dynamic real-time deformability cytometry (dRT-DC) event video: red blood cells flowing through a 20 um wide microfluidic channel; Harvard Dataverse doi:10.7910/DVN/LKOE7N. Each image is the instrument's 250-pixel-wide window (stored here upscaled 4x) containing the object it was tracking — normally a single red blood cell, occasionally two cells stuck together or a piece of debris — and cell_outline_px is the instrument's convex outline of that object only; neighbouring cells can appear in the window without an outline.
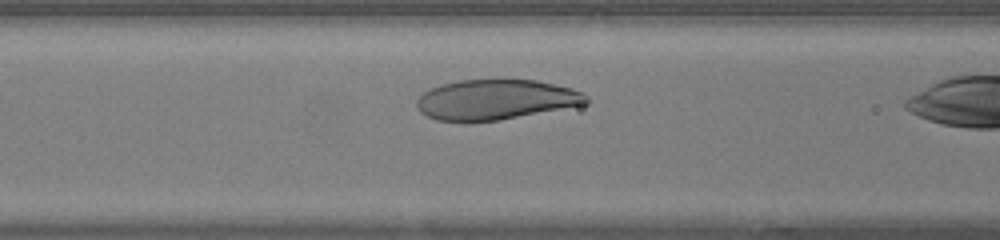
{"species": "human", "species_latin": "Homo sapiens", "temperature_condition": "warm", "stored_images_in_passage": 25, "camera_frame_rate_fps": 3000, "um_per_image_px": 0.085, "donor": {"sex": "female"}, "frame": {"image": 1, "passage_image": 6, "time_ms": 1.667, "image_size_px": [1000, 240], "cell_outline_px": [[588, 104], [500, 120], [468, 124], [436, 120], [420, 112], [416, 104], [416, 100], [424, 92], [440, 84], [460, 80], [496, 76], [504, 76], [536, 80], [572, 88], [588, 96]], "centroid_in_image_um": [42.11, 8.45], "position_along_channel_um": 124.5, "area_um2": 41.38}}
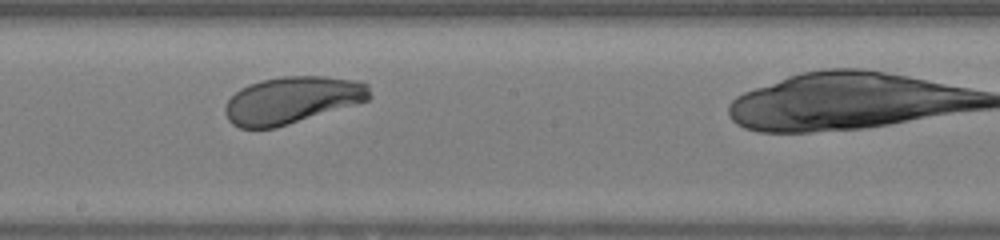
{"frame": {"image": 2, "passage_image": 13, "time_ms": 4.0, "image_size_px": [1000, 240], "cell_outline_px": [[372, 96], [368, 100], [276, 128], [240, 128], [232, 124], [228, 120], [224, 112], [224, 108], [228, 100], [240, 88], [248, 84], [260, 80], [284, 76], [324, 76], [352, 80], [368, 84]], "centroid_in_image_um": [24.79, 8.5], "position_along_channel_um": 223.4, "area_um2": 39.48}}
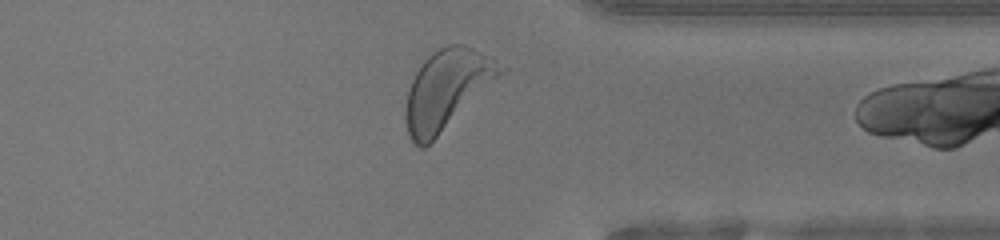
{"frame": {"image": 3, "passage_image": 24, "time_ms": 7.667, "image_size_px": [1000, 240], "cell_outline_px": [[508, 68], [504, 72], [424, 148], [420, 148], [412, 144], [408, 136], [404, 116], [404, 112], [408, 88], [416, 72], [424, 60], [432, 52], [448, 44], [464, 44], [492, 56]], "centroid_in_image_um": [37.96, 7.58], "position_along_channel_um": 373.4, "area_um2": 43.52}}